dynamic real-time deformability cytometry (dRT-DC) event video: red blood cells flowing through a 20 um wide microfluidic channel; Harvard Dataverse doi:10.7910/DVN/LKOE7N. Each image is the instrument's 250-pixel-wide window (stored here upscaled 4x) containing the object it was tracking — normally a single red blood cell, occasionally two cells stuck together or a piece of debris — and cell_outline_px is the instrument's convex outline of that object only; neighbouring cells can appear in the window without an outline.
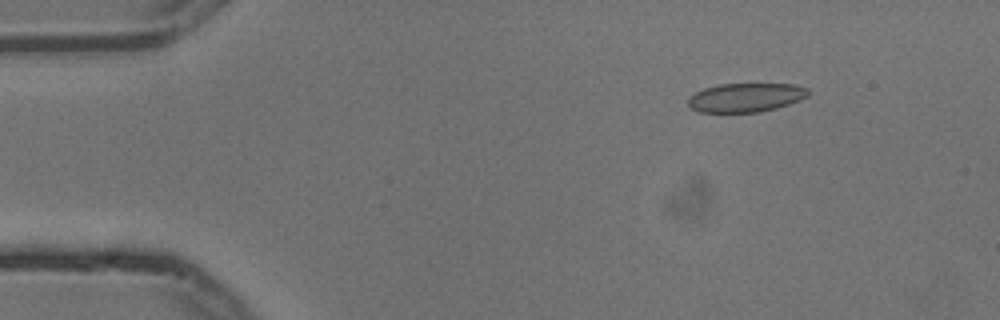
{"species": "common noctule bat (a hibernating species)", "species_latin": "Nyctalus noctula", "temperature_condition": "cold", "stored_images_in_passage": 5, "camera_frame_rate_fps": 3000, "um_per_image_px": 0.085, "animal": {"sex": "male", "body_mass_g": 13.3}, "frame": {"image": 1, "passage_image": 2, "time_ms": 0.333, "image_size_px": [1000, 320], "cell_outline_px": [[808, 96], [800, 100], [776, 108], [756, 112], [700, 112], [692, 108], [688, 104], [688, 96], [704, 88], [720, 84], [792, 84], [808, 88]], "centroid_in_image_um": [63.38, 8.28], "position_along_channel_um": 21.6, "area_um2": 20.11}}